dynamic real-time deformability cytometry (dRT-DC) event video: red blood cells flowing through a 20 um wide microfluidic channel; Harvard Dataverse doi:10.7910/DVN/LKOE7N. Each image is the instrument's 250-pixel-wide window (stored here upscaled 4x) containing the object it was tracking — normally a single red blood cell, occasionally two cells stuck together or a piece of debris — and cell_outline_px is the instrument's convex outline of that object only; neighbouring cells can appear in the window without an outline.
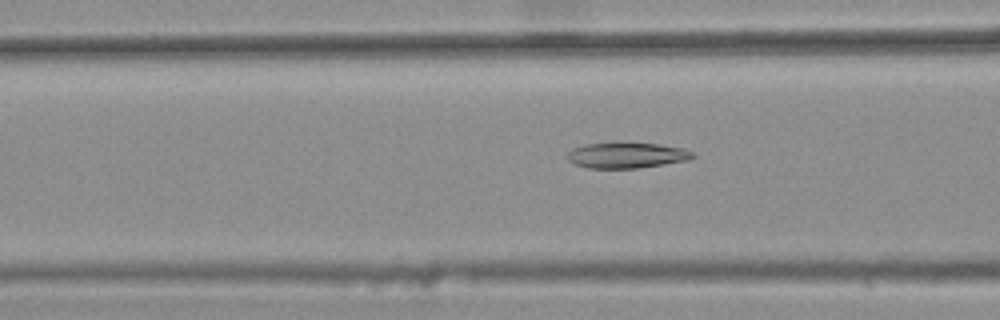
{"species": "common noctule bat (a hibernating species)", "species_latin": "Nyctalus noctula", "temperature_condition": "warm", "stored_images_in_passage": 47, "camera_frame_rate_fps": 3000, "um_per_image_px": 0.085, "animal": {"sex": "female", "body_mass_g": 25.1}, "frame": {"image": 1, "passage_image": 21, "time_ms": 6.667, "image_size_px": [1000, 320], "cell_outline_px": [[696, 156], [688, 160], [636, 168], [588, 168], [576, 164], [568, 160], [568, 152], [572, 148], [584, 144], [660, 144], [684, 148], [692, 152]], "centroid_in_image_um": [53.28, 13.21], "position_along_channel_um": 113.3, "area_um2": 18.26}}
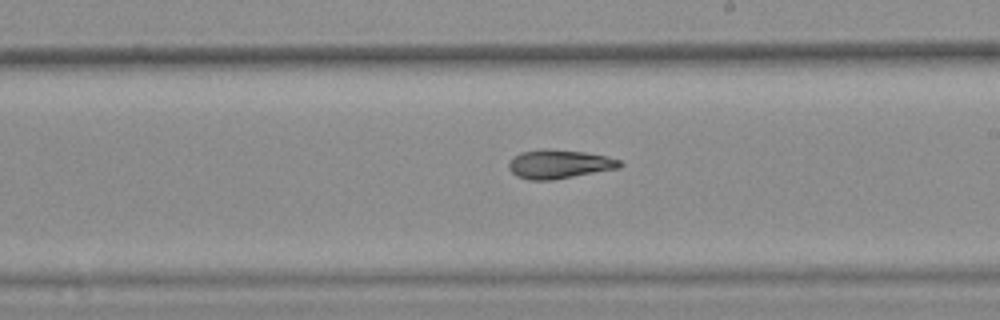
{"frame": {"image": 2, "passage_image": 31, "time_ms": 10.0, "image_size_px": [1000, 320], "cell_outline_px": [[624, 164], [620, 168], [552, 180], [528, 180], [516, 176], [508, 168], [508, 164], [512, 156], [520, 152], [540, 148], [544, 148], [584, 152], [608, 156], [620, 160]], "centroid_in_image_um": [47.51, 13.94], "position_along_channel_um": 241.5, "area_um2": 18.96}}
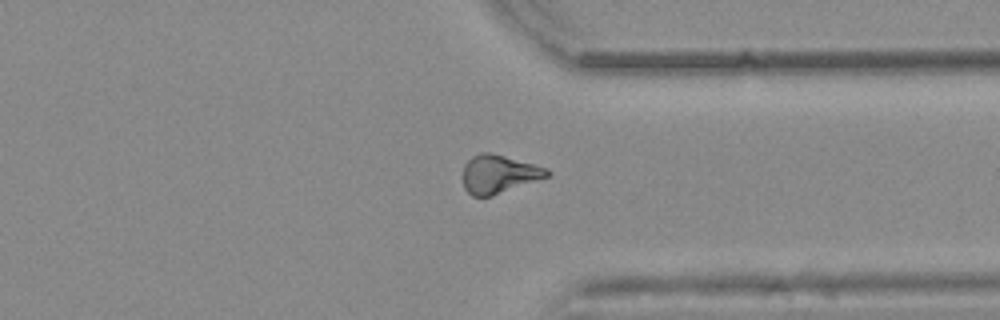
{"frame": {"image": 3, "passage_image": 41, "time_ms": 13.333, "image_size_px": [1000, 320], "cell_outline_px": [[552, 176], [492, 196], [472, 196], [464, 188], [464, 164], [472, 156], [480, 152], [488, 152], [504, 156], [548, 168], [552, 172]], "centroid_in_image_um": [42.45, 14.8], "position_along_channel_um": 369.0, "area_um2": 18.9}, "authors_computed_cell_mechanics": {"area_um2": 18.9584, "velocity_mm_per_s": 3.8463, "shape_relaxation_time_tau1_ms": null, "shape_relaxation_time_tau2_ms": 2.0742, "deformation_change_tau1": null, "deformation_change_tau2": 0.0761}}